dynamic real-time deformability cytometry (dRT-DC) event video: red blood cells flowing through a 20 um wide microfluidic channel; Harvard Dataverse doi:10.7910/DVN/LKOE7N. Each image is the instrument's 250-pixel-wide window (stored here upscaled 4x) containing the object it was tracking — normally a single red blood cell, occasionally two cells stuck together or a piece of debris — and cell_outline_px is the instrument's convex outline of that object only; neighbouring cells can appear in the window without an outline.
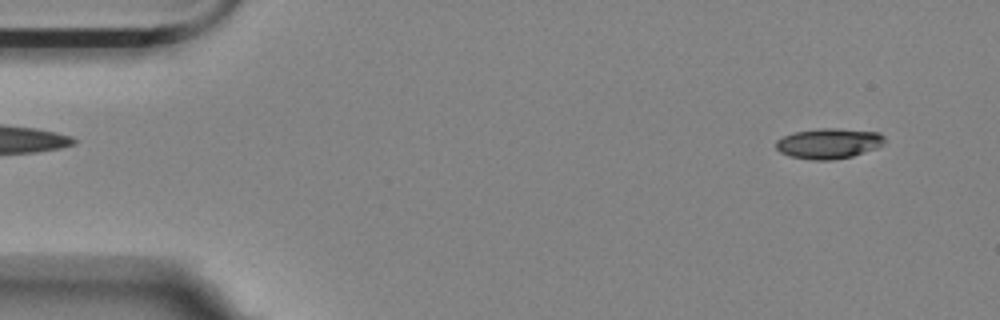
{"species": "Egyptian fruit bat (a non-hibernating species)", "species_latin": "Rousettus aegyptiacus", "temperature_condition": "room temperature", "stored_images_in_passage": 49, "camera_frame_rate_fps": 3000, "um_per_image_px": 0.085, "animal": {"sex": "female"}, "frame": {"image": 1, "passage_image": 4, "time_ms": 1.0, "image_size_px": [1000, 320], "cell_outline_px": [[884, 144], [876, 148], [852, 156], [832, 160], [812, 160], [792, 156], [780, 152], [776, 148], [776, 140], [792, 132], [820, 128], [836, 128], [880, 132], [884, 136]], "centroid_in_image_um": [70.45, 12.18], "position_along_channel_um": 14.6, "area_um2": 19.25}}
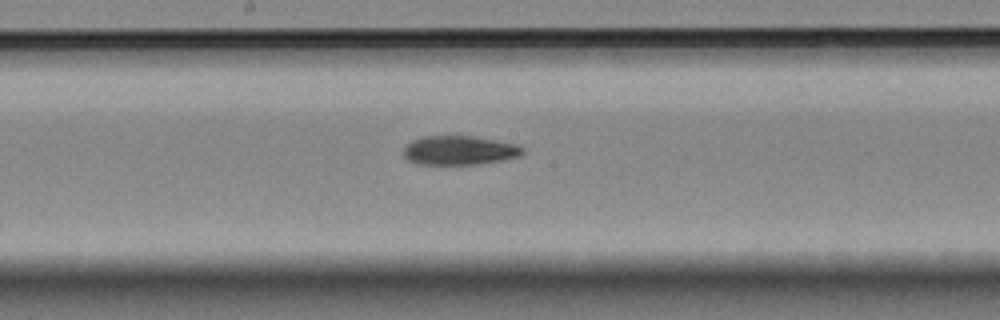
{"frame": {"image": 2, "passage_image": 29, "time_ms": 9.333, "image_size_px": [1000, 320], "cell_outline_px": [[524, 152], [520, 156], [500, 160], [476, 164], [416, 164], [408, 160], [404, 156], [404, 148], [412, 140], [424, 136], [472, 136], [496, 140], [512, 144], [524, 148]], "centroid_in_image_um": [39.01, 12.78], "position_along_channel_um": 209.2, "area_um2": 19.94}}
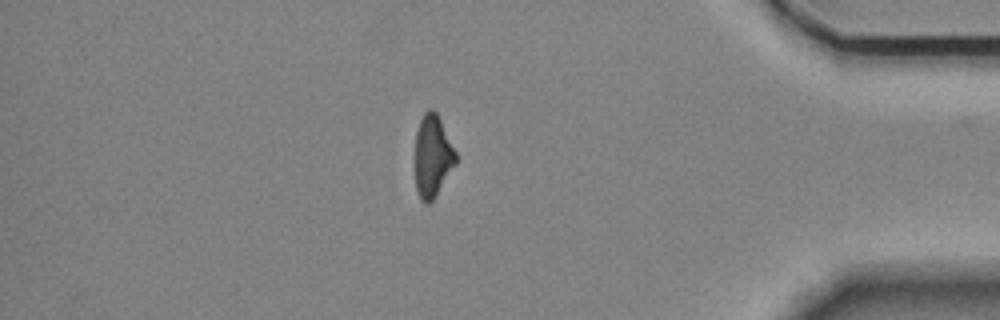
{"frame": {"image": 3, "passage_image": 48, "time_ms": 15.667, "image_size_px": [1000, 320], "cell_outline_px": [[456, 164], [432, 200], [428, 204], [424, 204], [420, 200], [416, 192], [416, 132], [420, 120], [424, 112], [428, 108], [432, 108], [436, 112], [456, 152]], "centroid_in_image_um": [36.76, 13.28], "position_along_channel_um": 398.4, "area_um2": 19.25}, "authors_computed_cell_mechanics": {"area_um2": 20.5768, "velocity_mm_per_s": 3.5349, "shape_relaxation_time_tau1_ms": 7.9256, "shape_relaxation_time_tau2_ms": 6.2616, "deformation_change_tau1": 0.2216, "deformation_change_tau2": 0.1462}}